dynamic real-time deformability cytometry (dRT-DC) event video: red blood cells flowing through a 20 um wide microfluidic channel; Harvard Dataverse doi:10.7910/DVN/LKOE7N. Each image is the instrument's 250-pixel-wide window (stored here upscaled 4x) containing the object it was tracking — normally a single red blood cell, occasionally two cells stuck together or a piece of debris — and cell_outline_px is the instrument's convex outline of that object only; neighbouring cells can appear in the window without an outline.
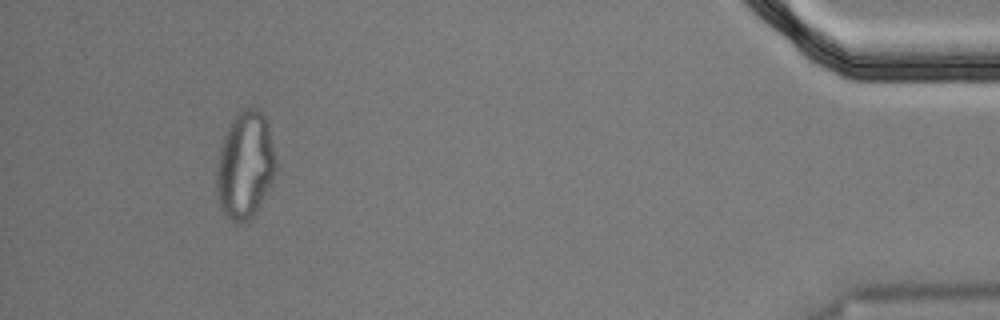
{"species": "Egyptian fruit bat (a non-hibernating species)", "species_latin": "Rousettus aegyptiacus", "temperature_condition": "cold", "stored_images_in_passage": 16, "segment_of_instrument_passage": [2, 2], "camera_frame_rate_fps": 3000, "um_per_image_px": 0.085, "animal": {"sex": "male"}, "frame": {"image": 1, "passage_image": 15, "time_ms": 4.667, "image_size_px": [1000, 320], "cell_outline_px": [[276, 172], [264, 196], [252, 216], [244, 224], [236, 224], [220, 208], [216, 188], [216, 168], [220, 148], [224, 136], [232, 120], [244, 108], [256, 108], [264, 116], [268, 124], [276, 160]], "centroid_in_image_um": [20.82, 14.06], "position_along_channel_um": 414.4, "area_um2": 36.7}}